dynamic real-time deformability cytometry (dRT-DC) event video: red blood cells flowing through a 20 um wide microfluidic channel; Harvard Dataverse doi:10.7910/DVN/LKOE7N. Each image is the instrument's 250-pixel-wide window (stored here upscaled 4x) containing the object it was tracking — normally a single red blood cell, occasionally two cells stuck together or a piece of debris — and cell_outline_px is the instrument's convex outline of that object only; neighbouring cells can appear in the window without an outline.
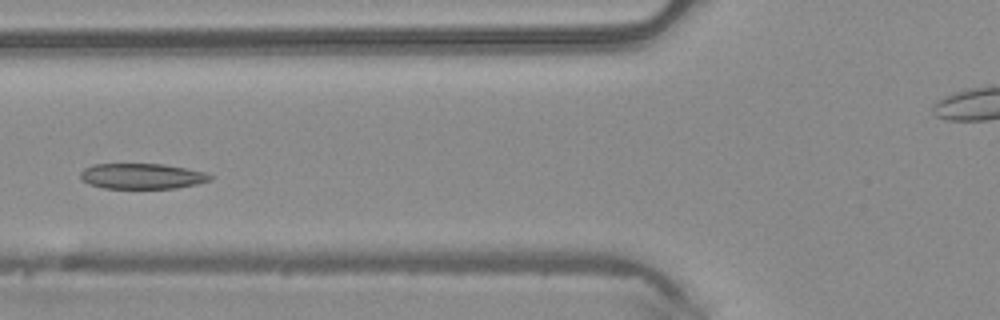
{"species": "common noctule bat (a hibernating species)", "species_latin": "Nyctalus noctula", "temperature_condition": "warm", "stored_images_in_passage": 6, "segment_of_instrument_passage": [1, 2], "camera_frame_rate_fps": 3000, "um_per_image_px": 0.085, "animal": {"sex": "male", "body_mass_g": 20.4}, "frame": {"image": 1, "passage_image": 5, "time_ms": 1.333, "image_size_px": [1000, 320], "cell_outline_px": [[212, 180], [196, 184], [176, 188], [104, 188], [88, 184], [80, 180], [80, 172], [84, 168], [92, 164], [164, 164], [204, 172], [212, 176]], "centroid_in_image_um": [12.02, 14.97], "position_along_channel_um": 113.8, "area_um2": 19.31}}